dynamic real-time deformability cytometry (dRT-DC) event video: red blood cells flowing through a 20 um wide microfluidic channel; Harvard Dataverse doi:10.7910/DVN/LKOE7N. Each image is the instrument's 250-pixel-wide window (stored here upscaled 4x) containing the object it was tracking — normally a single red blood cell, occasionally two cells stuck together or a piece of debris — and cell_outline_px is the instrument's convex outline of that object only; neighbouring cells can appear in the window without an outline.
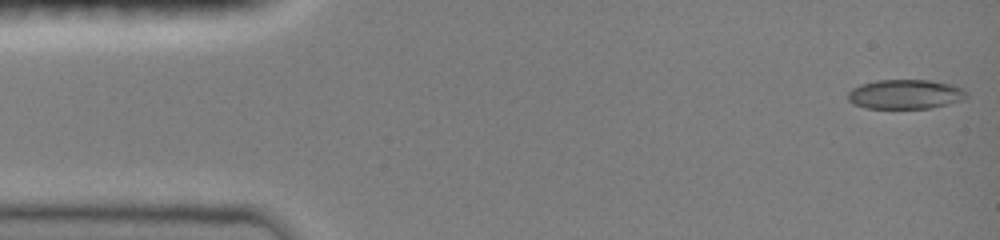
{"species": "common noctule bat (a hibernating species)", "species_latin": "Nyctalus noctula", "temperature_condition": "room temperature", "stored_images_in_passage": 27, "camera_frame_rate_fps": 3000, "um_per_image_px": 0.085, "animal": {"sex": "female", "body_mass_g": 19.0, "forearm_length_mm": 51.5}, "frame": {"image": 1, "passage_image": 1, "time_ms": 0.0, "image_size_px": [1000, 240], "cell_outline_px": [[968, 96], [964, 100], [932, 108], [864, 108], [852, 104], [848, 100], [848, 92], [852, 88], [860, 84], [876, 80], [928, 80], [952, 84], [964, 88], [968, 92]], "centroid_in_image_um": [76.97, 8.01], "position_along_channel_um": 8.0, "area_um2": 20.69}}
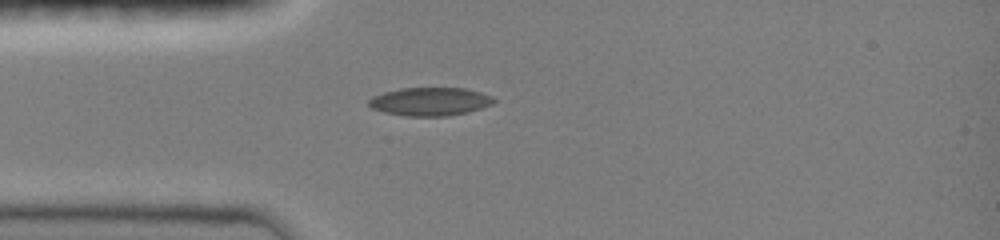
{"frame": {"image": 2, "passage_image": 17, "time_ms": 3.667, "image_size_px": [1000, 240], "cell_outline_px": [[496, 100], [492, 104], [468, 112], [448, 116], [408, 116], [384, 112], [372, 108], [368, 104], [368, 100], [372, 96], [384, 92], [400, 88], [464, 88], [480, 92], [492, 96]], "centroid_in_image_um": [36.54, 8.63], "position_along_channel_um": 48.5, "area_um2": 20.58}}
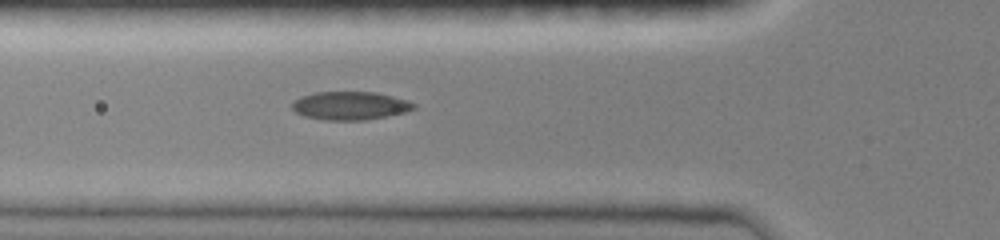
{"frame": {"image": 3, "passage_image": 25, "time_ms": 5.0, "image_size_px": [1000, 240], "cell_outline_px": [[416, 108], [404, 112], [364, 120], [324, 120], [304, 116], [296, 112], [292, 108], [292, 104], [300, 96], [316, 92], [376, 92], [408, 100], [416, 104]], "centroid_in_image_um": [29.76, 8.98], "position_along_channel_um": 96.0, "area_um2": 19.94}}